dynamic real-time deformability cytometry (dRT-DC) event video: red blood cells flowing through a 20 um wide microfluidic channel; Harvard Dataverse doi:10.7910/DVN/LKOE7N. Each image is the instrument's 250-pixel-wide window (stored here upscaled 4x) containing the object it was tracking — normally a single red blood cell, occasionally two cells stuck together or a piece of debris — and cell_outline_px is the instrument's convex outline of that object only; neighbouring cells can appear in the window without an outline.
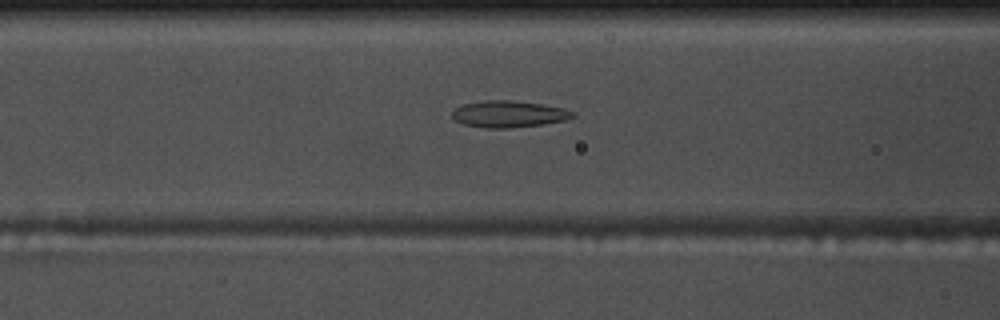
{"species": "common noctule bat (a hibernating species)", "species_latin": "Nyctalus noctula", "temperature_condition": "warm", "stored_images_in_passage": 41, "camera_frame_rate_fps": 3000, "um_per_image_px": 0.085, "animal": {"sex": "male", "body_mass_g": 17.5, "forearm_length_mm": 52.3}, "frame": {"image": 1, "passage_image": 8, "time_ms": 2.333, "image_size_px": [1000, 320], "cell_outline_px": [[576, 116], [568, 120], [512, 128], [484, 128], [464, 124], [456, 120], [452, 116], [452, 112], [456, 108], [464, 104], [484, 100], [508, 100], [540, 104], [564, 108], [576, 112]], "centroid_in_image_um": [43.28, 9.7], "position_along_channel_um": 123.3, "area_um2": 18.67}}
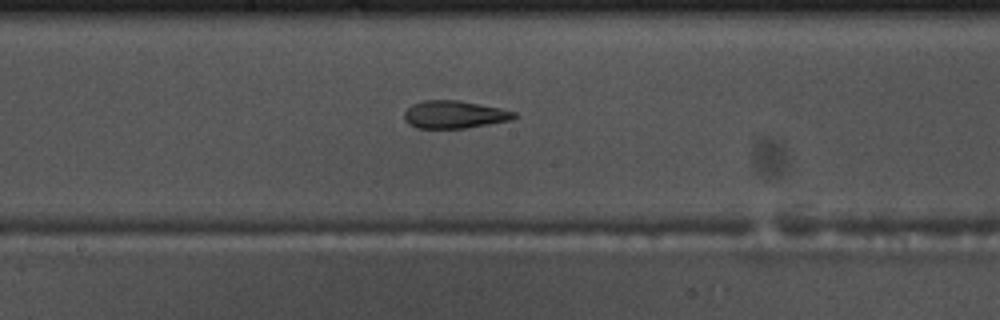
{"frame": {"image": 2, "passage_image": 15, "time_ms": 4.667, "image_size_px": [1000, 320], "cell_outline_px": [[516, 116], [512, 120], [464, 128], [416, 128], [408, 124], [404, 120], [404, 112], [412, 104], [424, 100], [460, 100], [500, 108], [516, 112]], "centroid_in_image_um": [38.59, 9.73], "position_along_channel_um": 209.6, "area_um2": 17.74}}
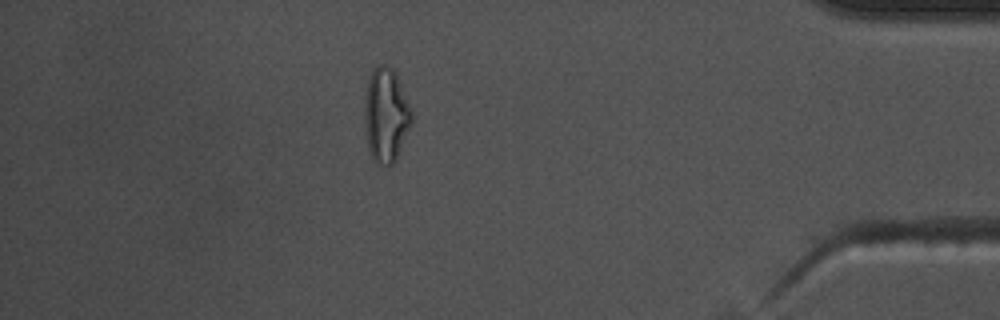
{"frame": {"image": 3, "passage_image": 34, "time_ms": 11.0, "image_size_px": [1000, 320], "cell_outline_px": [[412, 124], [396, 160], [392, 164], [384, 168], [376, 164], [368, 148], [364, 120], [364, 92], [368, 76], [372, 68], [376, 64], [384, 64], [392, 68], [396, 72], [412, 108]], "centroid_in_image_um": [32.8, 9.76], "position_along_channel_um": 402.4, "area_um2": 26.82}}